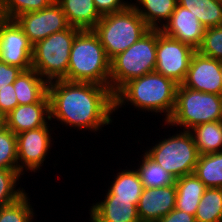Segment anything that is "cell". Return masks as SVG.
Returning <instances> with one entry per match:
<instances>
[{
    "instance_id": "1",
    "label": "cell",
    "mask_w": 222,
    "mask_h": 222,
    "mask_svg": "<svg viewBox=\"0 0 222 222\" xmlns=\"http://www.w3.org/2000/svg\"><path fill=\"white\" fill-rule=\"evenodd\" d=\"M50 119L62 124L97 131L110 124L114 94L95 83L55 80L48 83Z\"/></svg>"
},
{
    "instance_id": "2",
    "label": "cell",
    "mask_w": 222,
    "mask_h": 222,
    "mask_svg": "<svg viewBox=\"0 0 222 222\" xmlns=\"http://www.w3.org/2000/svg\"><path fill=\"white\" fill-rule=\"evenodd\" d=\"M178 85L157 72L131 79L114 94V110L127 101L141 110L164 112L167 122L175 108Z\"/></svg>"
},
{
    "instance_id": "3",
    "label": "cell",
    "mask_w": 222,
    "mask_h": 222,
    "mask_svg": "<svg viewBox=\"0 0 222 222\" xmlns=\"http://www.w3.org/2000/svg\"><path fill=\"white\" fill-rule=\"evenodd\" d=\"M67 80L110 88V59L93 30H81L70 51Z\"/></svg>"
},
{
    "instance_id": "4",
    "label": "cell",
    "mask_w": 222,
    "mask_h": 222,
    "mask_svg": "<svg viewBox=\"0 0 222 222\" xmlns=\"http://www.w3.org/2000/svg\"><path fill=\"white\" fill-rule=\"evenodd\" d=\"M158 29H150L110 60V90L115 94L129 80L155 72Z\"/></svg>"
},
{
    "instance_id": "5",
    "label": "cell",
    "mask_w": 222,
    "mask_h": 222,
    "mask_svg": "<svg viewBox=\"0 0 222 222\" xmlns=\"http://www.w3.org/2000/svg\"><path fill=\"white\" fill-rule=\"evenodd\" d=\"M92 30L111 60L138 41L150 28L130 5L123 11L103 15Z\"/></svg>"
},
{
    "instance_id": "6",
    "label": "cell",
    "mask_w": 222,
    "mask_h": 222,
    "mask_svg": "<svg viewBox=\"0 0 222 222\" xmlns=\"http://www.w3.org/2000/svg\"><path fill=\"white\" fill-rule=\"evenodd\" d=\"M81 30L69 28L53 33L33 45L32 69L49 83L67 80L70 51L75 36Z\"/></svg>"
},
{
    "instance_id": "7",
    "label": "cell",
    "mask_w": 222,
    "mask_h": 222,
    "mask_svg": "<svg viewBox=\"0 0 222 222\" xmlns=\"http://www.w3.org/2000/svg\"><path fill=\"white\" fill-rule=\"evenodd\" d=\"M222 120V95L196 91L178 85L176 103L171 117L166 123L182 126L183 130L194 126Z\"/></svg>"
},
{
    "instance_id": "8",
    "label": "cell",
    "mask_w": 222,
    "mask_h": 222,
    "mask_svg": "<svg viewBox=\"0 0 222 222\" xmlns=\"http://www.w3.org/2000/svg\"><path fill=\"white\" fill-rule=\"evenodd\" d=\"M146 153L176 179L194 173L200 156L188 130L163 139Z\"/></svg>"
},
{
    "instance_id": "9",
    "label": "cell",
    "mask_w": 222,
    "mask_h": 222,
    "mask_svg": "<svg viewBox=\"0 0 222 222\" xmlns=\"http://www.w3.org/2000/svg\"><path fill=\"white\" fill-rule=\"evenodd\" d=\"M195 52L190 45L171 38L158 29L155 72L181 84Z\"/></svg>"
},
{
    "instance_id": "10",
    "label": "cell",
    "mask_w": 222,
    "mask_h": 222,
    "mask_svg": "<svg viewBox=\"0 0 222 222\" xmlns=\"http://www.w3.org/2000/svg\"><path fill=\"white\" fill-rule=\"evenodd\" d=\"M33 45L15 20L0 18V61L32 69Z\"/></svg>"
},
{
    "instance_id": "11",
    "label": "cell",
    "mask_w": 222,
    "mask_h": 222,
    "mask_svg": "<svg viewBox=\"0 0 222 222\" xmlns=\"http://www.w3.org/2000/svg\"><path fill=\"white\" fill-rule=\"evenodd\" d=\"M14 20L22 28L32 45L53 33L70 27L63 10L56 1L40 11L23 13Z\"/></svg>"
},
{
    "instance_id": "12",
    "label": "cell",
    "mask_w": 222,
    "mask_h": 222,
    "mask_svg": "<svg viewBox=\"0 0 222 222\" xmlns=\"http://www.w3.org/2000/svg\"><path fill=\"white\" fill-rule=\"evenodd\" d=\"M48 124L43 127L24 131L16 134L17 163L21 162V175L23 168L31 172L41 169L48 149L51 146V134Z\"/></svg>"
},
{
    "instance_id": "13",
    "label": "cell",
    "mask_w": 222,
    "mask_h": 222,
    "mask_svg": "<svg viewBox=\"0 0 222 222\" xmlns=\"http://www.w3.org/2000/svg\"><path fill=\"white\" fill-rule=\"evenodd\" d=\"M221 61L196 51L190 61L182 86L205 93L222 95Z\"/></svg>"
},
{
    "instance_id": "14",
    "label": "cell",
    "mask_w": 222,
    "mask_h": 222,
    "mask_svg": "<svg viewBox=\"0 0 222 222\" xmlns=\"http://www.w3.org/2000/svg\"><path fill=\"white\" fill-rule=\"evenodd\" d=\"M161 31L182 43L188 44L197 50L203 41L206 30L192 12L179 4L176 5L171 18L165 24H160Z\"/></svg>"
},
{
    "instance_id": "15",
    "label": "cell",
    "mask_w": 222,
    "mask_h": 222,
    "mask_svg": "<svg viewBox=\"0 0 222 222\" xmlns=\"http://www.w3.org/2000/svg\"><path fill=\"white\" fill-rule=\"evenodd\" d=\"M176 185L160 188H143L137 204L141 222H157L175 209Z\"/></svg>"
},
{
    "instance_id": "16",
    "label": "cell",
    "mask_w": 222,
    "mask_h": 222,
    "mask_svg": "<svg viewBox=\"0 0 222 222\" xmlns=\"http://www.w3.org/2000/svg\"><path fill=\"white\" fill-rule=\"evenodd\" d=\"M46 115V116H45ZM5 119V127L14 134L46 126L50 119V100L48 94L37 103L18 105Z\"/></svg>"
},
{
    "instance_id": "17",
    "label": "cell",
    "mask_w": 222,
    "mask_h": 222,
    "mask_svg": "<svg viewBox=\"0 0 222 222\" xmlns=\"http://www.w3.org/2000/svg\"><path fill=\"white\" fill-rule=\"evenodd\" d=\"M89 211L92 222H141L132 200L116 199V196H105Z\"/></svg>"
},
{
    "instance_id": "18",
    "label": "cell",
    "mask_w": 222,
    "mask_h": 222,
    "mask_svg": "<svg viewBox=\"0 0 222 222\" xmlns=\"http://www.w3.org/2000/svg\"><path fill=\"white\" fill-rule=\"evenodd\" d=\"M55 1L60 5L70 26L80 30H92L102 17L93 0Z\"/></svg>"
},
{
    "instance_id": "19",
    "label": "cell",
    "mask_w": 222,
    "mask_h": 222,
    "mask_svg": "<svg viewBox=\"0 0 222 222\" xmlns=\"http://www.w3.org/2000/svg\"><path fill=\"white\" fill-rule=\"evenodd\" d=\"M175 185V208L195 216L207 187L194 173L176 179Z\"/></svg>"
},
{
    "instance_id": "20",
    "label": "cell",
    "mask_w": 222,
    "mask_h": 222,
    "mask_svg": "<svg viewBox=\"0 0 222 222\" xmlns=\"http://www.w3.org/2000/svg\"><path fill=\"white\" fill-rule=\"evenodd\" d=\"M13 87L19 105L40 102L48 94V82L34 69L22 71Z\"/></svg>"
},
{
    "instance_id": "21",
    "label": "cell",
    "mask_w": 222,
    "mask_h": 222,
    "mask_svg": "<svg viewBox=\"0 0 222 222\" xmlns=\"http://www.w3.org/2000/svg\"><path fill=\"white\" fill-rule=\"evenodd\" d=\"M136 2L139 4L132 3L131 5L150 29H161L159 25L161 20L163 22L166 20L165 23H167L177 5V0H137ZM141 5L143 9H139Z\"/></svg>"
},
{
    "instance_id": "22",
    "label": "cell",
    "mask_w": 222,
    "mask_h": 222,
    "mask_svg": "<svg viewBox=\"0 0 222 222\" xmlns=\"http://www.w3.org/2000/svg\"><path fill=\"white\" fill-rule=\"evenodd\" d=\"M190 132L200 155L222 151V120L196 125Z\"/></svg>"
},
{
    "instance_id": "23",
    "label": "cell",
    "mask_w": 222,
    "mask_h": 222,
    "mask_svg": "<svg viewBox=\"0 0 222 222\" xmlns=\"http://www.w3.org/2000/svg\"><path fill=\"white\" fill-rule=\"evenodd\" d=\"M117 174L106 196H116V199L132 200V203L137 206L143 191V184L138 172L136 170H123Z\"/></svg>"
},
{
    "instance_id": "24",
    "label": "cell",
    "mask_w": 222,
    "mask_h": 222,
    "mask_svg": "<svg viewBox=\"0 0 222 222\" xmlns=\"http://www.w3.org/2000/svg\"><path fill=\"white\" fill-rule=\"evenodd\" d=\"M177 4L190 10L206 27L222 25V2L217 0H177Z\"/></svg>"
},
{
    "instance_id": "25",
    "label": "cell",
    "mask_w": 222,
    "mask_h": 222,
    "mask_svg": "<svg viewBox=\"0 0 222 222\" xmlns=\"http://www.w3.org/2000/svg\"><path fill=\"white\" fill-rule=\"evenodd\" d=\"M194 174L207 188H222V151L200 155Z\"/></svg>"
},
{
    "instance_id": "26",
    "label": "cell",
    "mask_w": 222,
    "mask_h": 222,
    "mask_svg": "<svg viewBox=\"0 0 222 222\" xmlns=\"http://www.w3.org/2000/svg\"><path fill=\"white\" fill-rule=\"evenodd\" d=\"M143 156L140 168L136 169L143 188H160L175 184L176 178L173 175L164 170L146 152Z\"/></svg>"
},
{
    "instance_id": "27",
    "label": "cell",
    "mask_w": 222,
    "mask_h": 222,
    "mask_svg": "<svg viewBox=\"0 0 222 222\" xmlns=\"http://www.w3.org/2000/svg\"><path fill=\"white\" fill-rule=\"evenodd\" d=\"M196 222H222V188H207L195 214Z\"/></svg>"
},
{
    "instance_id": "28",
    "label": "cell",
    "mask_w": 222,
    "mask_h": 222,
    "mask_svg": "<svg viewBox=\"0 0 222 222\" xmlns=\"http://www.w3.org/2000/svg\"><path fill=\"white\" fill-rule=\"evenodd\" d=\"M20 163H17V139L5 126L0 129V169H13L21 175Z\"/></svg>"
},
{
    "instance_id": "29",
    "label": "cell",
    "mask_w": 222,
    "mask_h": 222,
    "mask_svg": "<svg viewBox=\"0 0 222 222\" xmlns=\"http://www.w3.org/2000/svg\"><path fill=\"white\" fill-rule=\"evenodd\" d=\"M55 0H0V17L14 20L23 13L40 11Z\"/></svg>"
},
{
    "instance_id": "30",
    "label": "cell",
    "mask_w": 222,
    "mask_h": 222,
    "mask_svg": "<svg viewBox=\"0 0 222 222\" xmlns=\"http://www.w3.org/2000/svg\"><path fill=\"white\" fill-rule=\"evenodd\" d=\"M26 192L16 201L0 208V222H32L33 209Z\"/></svg>"
},
{
    "instance_id": "31",
    "label": "cell",
    "mask_w": 222,
    "mask_h": 222,
    "mask_svg": "<svg viewBox=\"0 0 222 222\" xmlns=\"http://www.w3.org/2000/svg\"><path fill=\"white\" fill-rule=\"evenodd\" d=\"M20 174L13 169H0V208L20 198L25 190L16 189Z\"/></svg>"
},
{
    "instance_id": "32",
    "label": "cell",
    "mask_w": 222,
    "mask_h": 222,
    "mask_svg": "<svg viewBox=\"0 0 222 222\" xmlns=\"http://www.w3.org/2000/svg\"><path fill=\"white\" fill-rule=\"evenodd\" d=\"M196 51L222 61V25L206 28L202 44Z\"/></svg>"
},
{
    "instance_id": "33",
    "label": "cell",
    "mask_w": 222,
    "mask_h": 222,
    "mask_svg": "<svg viewBox=\"0 0 222 222\" xmlns=\"http://www.w3.org/2000/svg\"><path fill=\"white\" fill-rule=\"evenodd\" d=\"M13 84H8L7 88L0 90V113L6 116L10 111L18 106Z\"/></svg>"
},
{
    "instance_id": "34",
    "label": "cell",
    "mask_w": 222,
    "mask_h": 222,
    "mask_svg": "<svg viewBox=\"0 0 222 222\" xmlns=\"http://www.w3.org/2000/svg\"><path fill=\"white\" fill-rule=\"evenodd\" d=\"M95 8L101 16L120 12L131 5L123 0H93Z\"/></svg>"
},
{
    "instance_id": "35",
    "label": "cell",
    "mask_w": 222,
    "mask_h": 222,
    "mask_svg": "<svg viewBox=\"0 0 222 222\" xmlns=\"http://www.w3.org/2000/svg\"><path fill=\"white\" fill-rule=\"evenodd\" d=\"M23 70L17 66L8 65L0 61V90L13 84Z\"/></svg>"
},
{
    "instance_id": "36",
    "label": "cell",
    "mask_w": 222,
    "mask_h": 222,
    "mask_svg": "<svg viewBox=\"0 0 222 222\" xmlns=\"http://www.w3.org/2000/svg\"><path fill=\"white\" fill-rule=\"evenodd\" d=\"M157 222H196V218L194 215L175 208Z\"/></svg>"
},
{
    "instance_id": "37",
    "label": "cell",
    "mask_w": 222,
    "mask_h": 222,
    "mask_svg": "<svg viewBox=\"0 0 222 222\" xmlns=\"http://www.w3.org/2000/svg\"><path fill=\"white\" fill-rule=\"evenodd\" d=\"M5 126V119L4 116L0 113V129Z\"/></svg>"
},
{
    "instance_id": "38",
    "label": "cell",
    "mask_w": 222,
    "mask_h": 222,
    "mask_svg": "<svg viewBox=\"0 0 222 222\" xmlns=\"http://www.w3.org/2000/svg\"><path fill=\"white\" fill-rule=\"evenodd\" d=\"M220 79H221V82H222V61H221V73H220Z\"/></svg>"
}]
</instances>
